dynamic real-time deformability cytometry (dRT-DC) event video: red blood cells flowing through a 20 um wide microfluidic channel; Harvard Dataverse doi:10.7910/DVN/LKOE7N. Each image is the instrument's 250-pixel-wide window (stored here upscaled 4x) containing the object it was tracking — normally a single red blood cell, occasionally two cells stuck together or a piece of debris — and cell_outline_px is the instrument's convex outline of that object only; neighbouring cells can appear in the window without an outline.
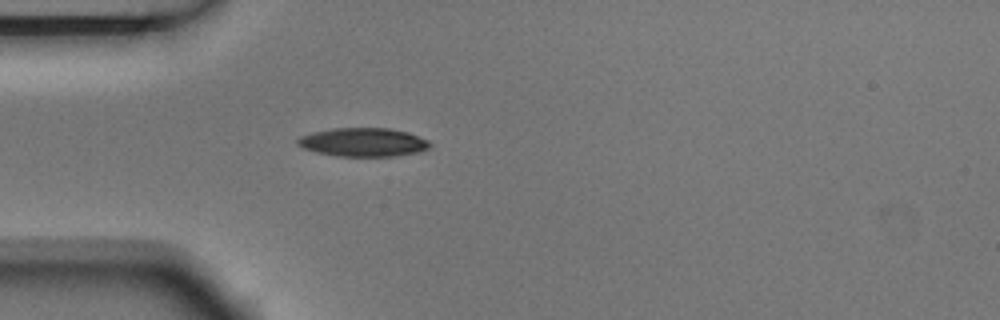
{"species": "Egyptian fruit bat (a non-hibernating species)", "species_latin": "Rousettus aegyptiacus", "temperature_condition": "room temperature", "stored_images_in_passage": 1, "camera_frame_rate_fps": 3000, "um_per_image_px": 0.085, "animal": {"sex": "male"}, "frame": {"image": 1, "passage_image": 1, "time_ms": 0.0, "image_size_px": [1000, 320], "cell_outline_px": [[432, 144], [428, 148], [416, 152], [392, 156], [340, 156], [316, 152], [304, 148], [296, 144], [296, 140], [300, 136], [312, 132], [332, 128], [388, 128], [408, 132], [428, 140]], "centroid_in_image_um": [30.84, 12.08], "position_along_channel_um": 54.2, "area_um2": 21.96}}